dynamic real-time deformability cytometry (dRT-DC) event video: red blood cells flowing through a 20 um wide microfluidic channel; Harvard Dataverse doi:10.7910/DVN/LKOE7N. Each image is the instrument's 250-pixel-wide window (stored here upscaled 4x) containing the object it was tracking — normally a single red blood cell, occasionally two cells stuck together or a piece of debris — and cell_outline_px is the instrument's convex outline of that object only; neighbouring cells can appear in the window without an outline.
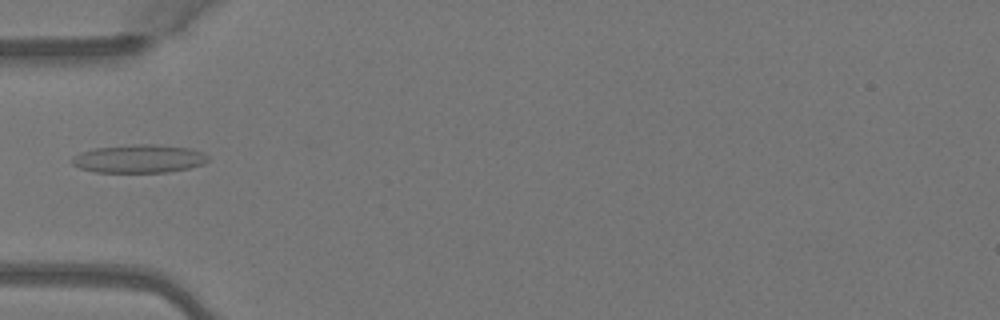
{"species": "Egyptian fruit bat (a non-hibernating species)", "species_latin": "Rousettus aegyptiacus", "temperature_condition": "warm", "stored_images_in_passage": 5, "camera_frame_rate_fps": 3000, "um_per_image_px": 0.085, "animal": {"sex": "female"}, "frame": {"image": 1, "passage_image": 5, "time_ms": 1.333, "image_size_px": [1000, 320], "cell_outline_px": [[208, 160], [204, 164], [188, 168], [168, 172], [92, 172], [80, 168], [72, 164], [72, 156], [80, 152], [92, 148], [136, 144], [156, 144], [188, 148], [204, 152], [208, 156]], "centroid_in_image_um": [11.8, 13.49], "position_along_channel_um": 73.2, "area_um2": 22.54}}